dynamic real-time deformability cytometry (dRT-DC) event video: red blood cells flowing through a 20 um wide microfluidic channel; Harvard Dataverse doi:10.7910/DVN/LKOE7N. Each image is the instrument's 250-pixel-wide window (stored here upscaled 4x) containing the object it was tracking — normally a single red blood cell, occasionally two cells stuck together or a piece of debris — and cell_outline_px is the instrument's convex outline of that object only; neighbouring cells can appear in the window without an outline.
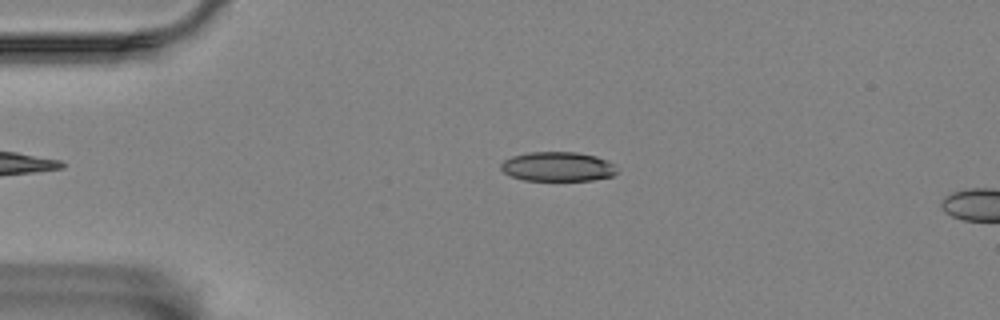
{"species": "Egyptian fruit bat (a non-hibernating species)", "species_latin": "Rousettus aegyptiacus", "temperature_condition": "room temperature", "stored_images_in_passage": 6, "camera_frame_rate_fps": 3000, "um_per_image_px": 0.085, "animal": {"sex": "female"}, "frame": {"image": 1, "passage_image": 2, "time_ms": 0.333, "image_size_px": [1000, 320], "cell_outline_px": [[616, 172], [612, 176], [592, 180], [524, 180], [508, 176], [500, 168], [500, 164], [504, 160], [512, 156], [528, 152], [576, 152], [596, 156], [608, 160], [616, 164]], "centroid_in_image_um": [47.39, 14.16], "position_along_channel_um": 37.6, "area_um2": 20.06}}